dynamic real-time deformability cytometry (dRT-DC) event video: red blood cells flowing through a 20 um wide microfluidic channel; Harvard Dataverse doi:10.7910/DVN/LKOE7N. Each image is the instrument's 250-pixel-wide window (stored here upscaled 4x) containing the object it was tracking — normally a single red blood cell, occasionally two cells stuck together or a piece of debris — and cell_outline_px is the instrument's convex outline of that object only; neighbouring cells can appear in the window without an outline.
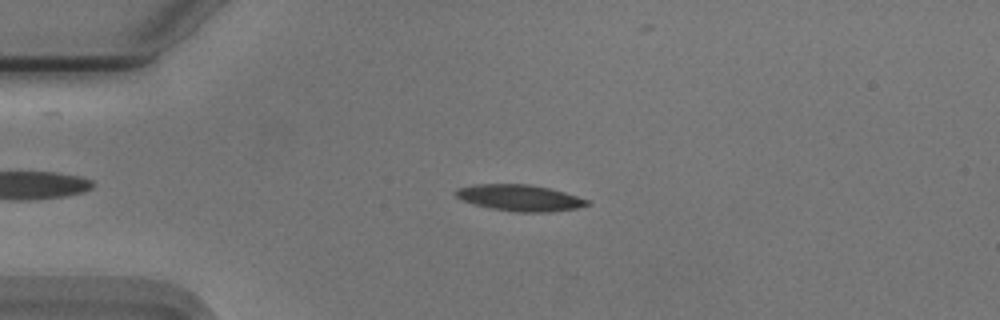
{"species": "Egyptian fruit bat (a non-hibernating species)", "species_latin": "Rousettus aegyptiacus", "temperature_condition": "cold", "stored_images_in_passage": 46, "camera_frame_rate_fps": 3000, "um_per_image_px": 0.085, "animal": {"sex": "male"}, "frame": {"image": 1, "passage_image": 5, "time_ms": 1.333, "image_size_px": [1000, 320], "cell_outline_px": [[592, 204], [576, 208], [548, 212], [516, 212], [492, 208], [472, 204], [456, 196], [452, 192], [456, 188], [472, 184], [528, 184], [548, 188], [564, 192], [588, 200]], "centroid_in_image_um": [44.13, 16.81], "position_along_channel_um": 40.9, "area_um2": 20.11}}
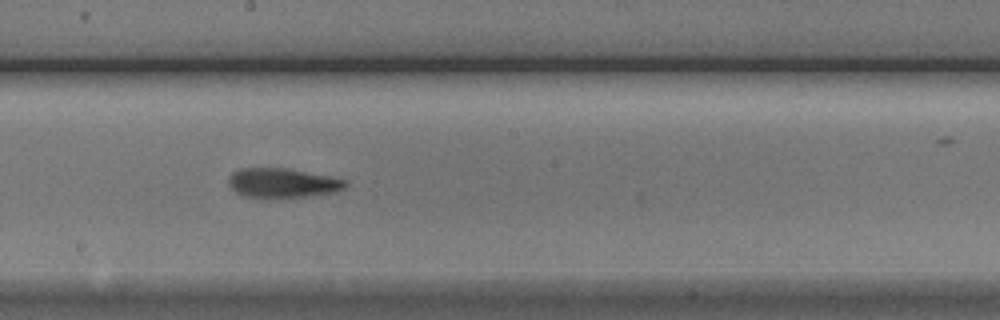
{"frame": {"image": 2, "passage_image": 22, "time_ms": 7.0, "image_size_px": [1000, 320], "cell_outline_px": [[348, 184], [344, 188], [336, 192], [312, 196], [244, 196], [236, 192], [228, 184], [228, 176], [232, 172], [240, 168], [288, 168], [348, 180]], "centroid_in_image_um": [24.03, 15.52], "position_along_channel_um": 224.2, "area_um2": 19.83}}
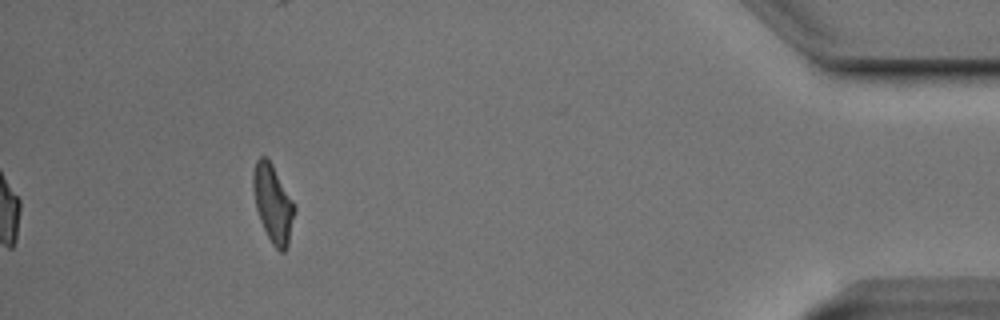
{"frame": {"image": 3, "passage_image": 42, "time_ms": 13.667, "image_size_px": [1000, 320], "cell_outline_px": [[296, 212], [288, 248], [284, 252], [280, 252], [272, 244], [260, 220], [256, 208], [252, 188], [252, 176], [256, 160], [260, 156], [264, 156], [272, 164], [292, 200], [296, 208]], "centroid_in_image_um": [23.21, 17.34], "position_along_channel_um": 412.0, "area_um2": 18.79}, "authors_computed_cell_mechanics": {"area_um2": 19.7098, "velocity_mm_per_s": 3.7384, "shape_relaxation_time_tau1_ms": 5.393, "shape_relaxation_time_tau2_ms": 3.7652, "deformation_change_tau1": 0.1872, "deformation_change_tau2": 0.1353}}